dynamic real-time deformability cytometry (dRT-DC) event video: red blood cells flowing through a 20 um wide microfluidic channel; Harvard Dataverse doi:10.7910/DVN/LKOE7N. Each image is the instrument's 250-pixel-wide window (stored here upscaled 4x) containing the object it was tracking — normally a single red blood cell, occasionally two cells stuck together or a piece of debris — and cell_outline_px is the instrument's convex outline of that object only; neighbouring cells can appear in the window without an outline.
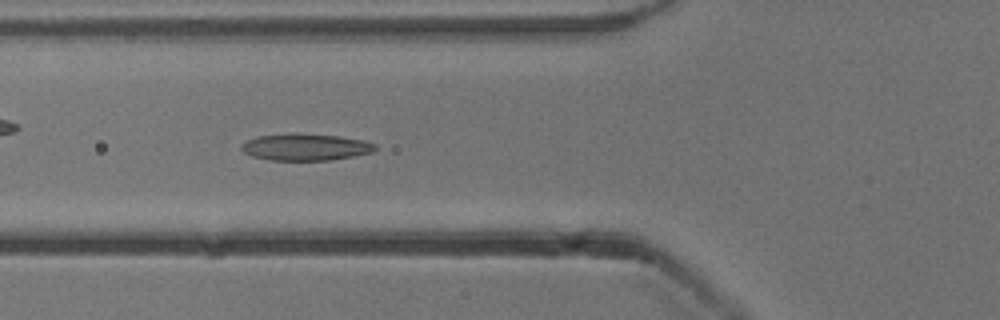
{"species": "common noctule bat (a hibernating species)", "species_latin": "Nyctalus noctula", "temperature_condition": "cold", "stored_images_in_passage": 44, "camera_frame_rate_fps": 3000, "um_per_image_px": 0.085, "animal": {"sex": "male", "body_mass_g": 13.3}, "frame": {"image": 1, "passage_image": 19, "time_ms": 6.0, "image_size_px": [1000, 320], "cell_outline_px": [[376, 148], [372, 152], [332, 160], [272, 160], [252, 156], [244, 152], [240, 148], [240, 144], [256, 136], [336, 136], [364, 140], [376, 144]], "centroid_in_image_um": [25.98, 12.55], "position_along_channel_um": 99.8, "area_um2": 19.83}}
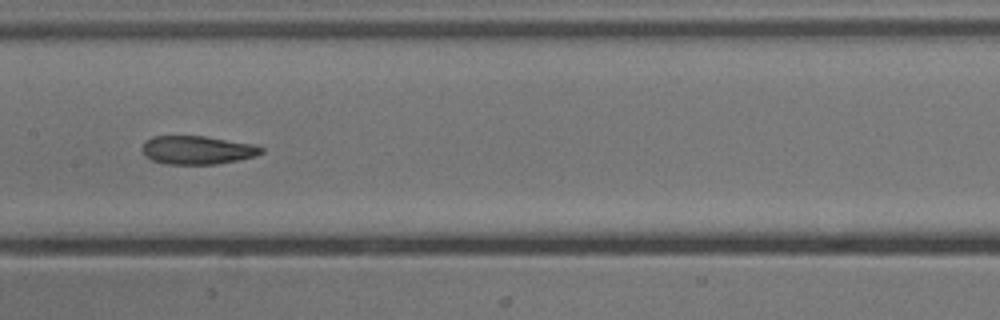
{"frame": {"image": 2, "passage_image": 26, "time_ms": 8.333, "image_size_px": [1000, 320], "cell_outline_px": [[264, 152], [256, 156], [216, 164], [168, 164], [152, 160], [144, 156], [140, 148], [144, 140], [152, 136], [204, 136], [256, 144], [264, 148]], "centroid_in_image_um": [16.75, 12.74], "position_along_channel_um": 190.7, "area_um2": 20.0}}
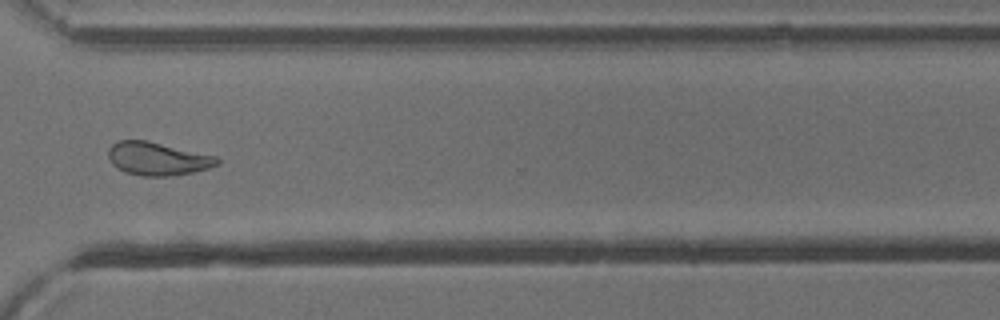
{"frame": {"image": 3, "passage_image": 39, "time_ms": 12.667, "image_size_px": [1000, 320], "cell_outline_px": [[220, 164], [208, 168], [192, 172], [168, 176], [140, 176], [124, 172], [116, 168], [112, 164], [108, 156], [108, 148], [112, 144], [120, 140], [148, 140], [216, 156], [220, 160]], "centroid_in_image_um": [13.37, 13.49], "position_along_channel_um": 357.2, "area_um2": 21.15}, "authors_computed_cell_mechanics": {"area_um2": 20.6924, "velocity_mm_per_s": 3.8615, "shape_relaxation_time_tau1_ms": null, "shape_relaxation_time_tau2_ms": 3.5919, "deformation_change_tau1": null, "deformation_change_tau2": 0.1186}}